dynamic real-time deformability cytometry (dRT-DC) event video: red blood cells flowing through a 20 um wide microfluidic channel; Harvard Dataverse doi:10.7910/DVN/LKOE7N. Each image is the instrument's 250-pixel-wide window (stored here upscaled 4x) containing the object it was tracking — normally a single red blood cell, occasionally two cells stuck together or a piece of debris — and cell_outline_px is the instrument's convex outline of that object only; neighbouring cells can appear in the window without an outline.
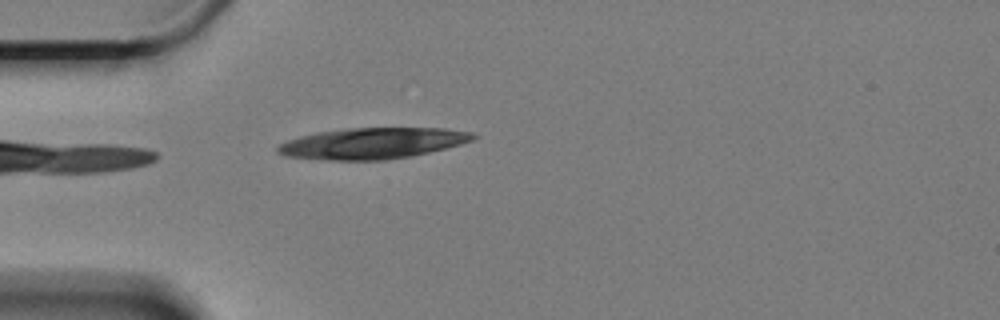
{"species": "Egyptian fruit bat (a non-hibernating species)", "species_latin": "Rousettus aegyptiacus", "temperature_condition": "cold", "stored_images_in_passage": 25, "camera_frame_rate_fps": 3000, "um_per_image_px": 0.085, "animal": {"sex": "female"}, "frame": {"image": 1, "passage_image": 1, "time_ms": 0.0, "image_size_px": [1000, 320], "cell_outline_px": [[480, 136], [472, 140], [460, 144], [412, 156], [384, 160], [328, 160], [284, 156], [276, 152], [276, 148], [280, 144], [288, 140], [300, 136], [316, 132], [348, 128], [444, 128], [472, 132]], "centroid_in_image_um": [31.65, 12.18], "position_along_channel_um": 53.3, "area_um2": 35.37}}